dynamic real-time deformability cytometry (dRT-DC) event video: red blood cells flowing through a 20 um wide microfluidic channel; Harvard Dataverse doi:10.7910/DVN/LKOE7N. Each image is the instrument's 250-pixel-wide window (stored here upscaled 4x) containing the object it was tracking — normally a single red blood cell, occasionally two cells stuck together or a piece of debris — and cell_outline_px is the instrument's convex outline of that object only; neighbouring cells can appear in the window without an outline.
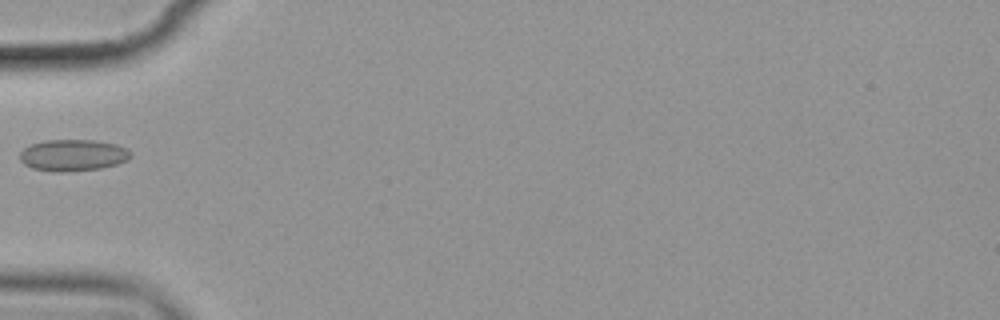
{"species": "common noctule bat (a hibernating species)", "species_latin": "Nyctalus noctula", "temperature_condition": "cold", "stored_images_in_passage": 1, "camera_frame_rate_fps": 3000, "um_per_image_px": 0.085, "animal": {"sex": "female", "body_mass_g": 19.9}, "frame": {"image": 1, "passage_image": 1, "time_ms": 0.0, "image_size_px": [1000, 320], "cell_outline_px": [[132, 156], [128, 160], [116, 164], [100, 168], [64, 172], [56, 172], [32, 168], [24, 164], [20, 160], [20, 152], [24, 148], [32, 144], [44, 140], [96, 140], [116, 144], [132, 152]], "centroid_in_image_um": [6.2, 13.19], "position_along_channel_um": 78.8, "area_um2": 20.4}}